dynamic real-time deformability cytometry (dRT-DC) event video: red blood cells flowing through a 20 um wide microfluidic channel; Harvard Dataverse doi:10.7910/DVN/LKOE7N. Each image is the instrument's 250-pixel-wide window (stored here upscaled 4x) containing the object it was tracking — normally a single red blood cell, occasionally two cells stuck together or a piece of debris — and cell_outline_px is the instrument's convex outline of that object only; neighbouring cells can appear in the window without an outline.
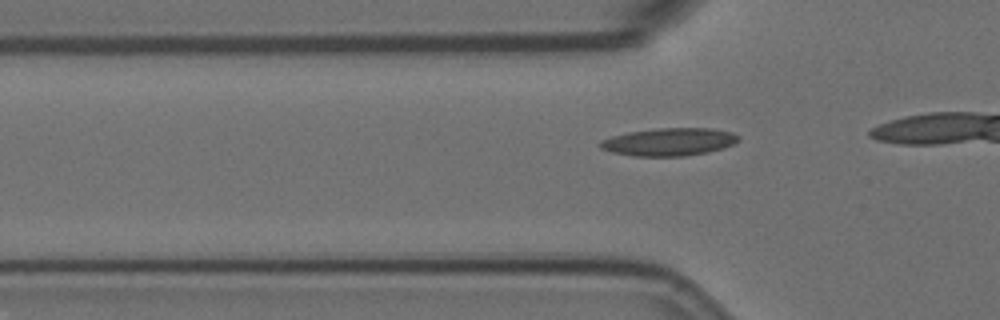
{"species": "Egyptian fruit bat (a non-hibernating species)", "species_latin": "Rousettus aegyptiacus", "temperature_condition": "room temperature", "stored_images_in_passage": 17, "camera_frame_rate_fps": 3000, "um_per_image_px": 0.085, "animal": {"sex": "female"}, "frame": {"image": 1, "passage_image": 12, "time_ms": 3.667, "image_size_px": [1000, 320], "cell_outline_px": [[740, 140], [724, 148], [708, 152], [684, 156], [632, 156], [612, 152], [600, 148], [596, 144], [600, 140], [612, 136], [628, 132], [656, 128], [712, 128], [732, 132], [740, 136]], "centroid_in_image_um": [56.86, 12.06], "position_along_channel_um": 68.9, "area_um2": 22.6}}
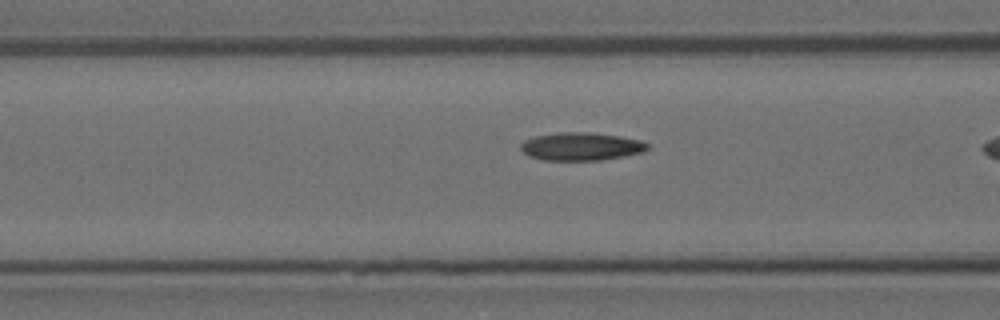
{"frame": {"image": 2, "passage_image": 16, "time_ms": 5.0, "image_size_px": [1000, 320], "cell_outline_px": [[648, 148], [644, 152], [624, 156], [600, 160], [544, 160], [528, 156], [520, 148], [520, 144], [524, 140], [536, 136], [560, 132], [584, 132], [620, 136], [640, 140], [648, 144]], "centroid_in_image_um": [49.39, 12.45], "position_along_channel_um": 117.2, "area_um2": 20.58}}